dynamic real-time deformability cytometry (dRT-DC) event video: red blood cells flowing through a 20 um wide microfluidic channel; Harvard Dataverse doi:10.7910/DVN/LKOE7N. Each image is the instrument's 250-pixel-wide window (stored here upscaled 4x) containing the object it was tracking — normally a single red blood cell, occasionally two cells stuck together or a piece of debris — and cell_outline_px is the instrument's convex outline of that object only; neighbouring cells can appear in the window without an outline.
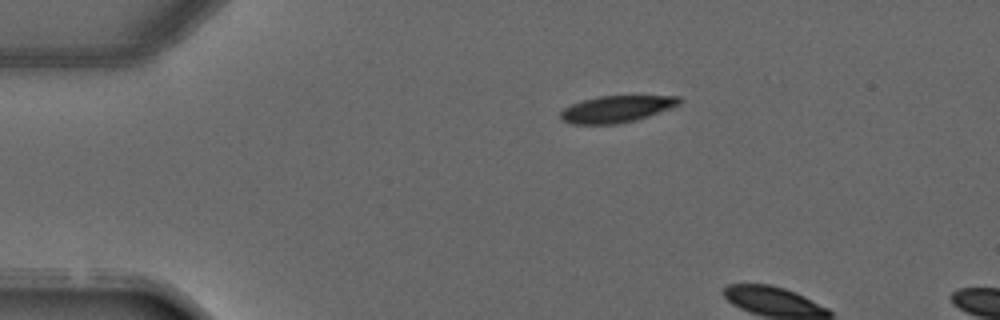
{"species": "common noctule bat (a hibernating species)", "species_latin": "Nyctalus noctula", "temperature_condition": "warm", "stored_images_in_passage": 2, "camera_frame_rate_fps": 3000, "um_per_image_px": 0.085, "animal": {"sex": "male", "forearm_length_mm": 52.5}, "frame": {"image": 1, "passage_image": 1, "time_ms": 0.0, "image_size_px": [1000, 320], "cell_outline_px": [[680, 104], [648, 116], [636, 120], [616, 124], [572, 124], [564, 120], [560, 116], [560, 112], [564, 108], [572, 104], [584, 100], [600, 96], [680, 96]], "centroid_in_image_um": [52.4, 9.27], "position_along_channel_um": 32.6, "area_um2": 18.21}}